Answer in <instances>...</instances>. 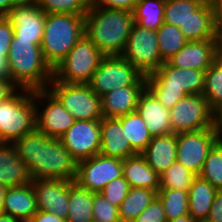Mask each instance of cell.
Wrapping results in <instances>:
<instances>
[{"label": "cell", "instance_id": "cell-1", "mask_svg": "<svg viewBox=\"0 0 222 222\" xmlns=\"http://www.w3.org/2000/svg\"><path fill=\"white\" fill-rule=\"evenodd\" d=\"M13 145L35 179L74 180L78 162L63 146L60 138L48 137L36 128Z\"/></svg>", "mask_w": 222, "mask_h": 222}, {"label": "cell", "instance_id": "cell-2", "mask_svg": "<svg viewBox=\"0 0 222 222\" xmlns=\"http://www.w3.org/2000/svg\"><path fill=\"white\" fill-rule=\"evenodd\" d=\"M134 23L132 11L89 7L85 35L105 56L121 55Z\"/></svg>", "mask_w": 222, "mask_h": 222}, {"label": "cell", "instance_id": "cell-3", "mask_svg": "<svg viewBox=\"0 0 222 222\" xmlns=\"http://www.w3.org/2000/svg\"><path fill=\"white\" fill-rule=\"evenodd\" d=\"M7 59L12 82L18 88L32 91L48 88L53 70L46 63L40 45L13 36Z\"/></svg>", "mask_w": 222, "mask_h": 222}, {"label": "cell", "instance_id": "cell-4", "mask_svg": "<svg viewBox=\"0 0 222 222\" xmlns=\"http://www.w3.org/2000/svg\"><path fill=\"white\" fill-rule=\"evenodd\" d=\"M85 35V15L46 14L42 55L53 70Z\"/></svg>", "mask_w": 222, "mask_h": 222}, {"label": "cell", "instance_id": "cell-5", "mask_svg": "<svg viewBox=\"0 0 222 222\" xmlns=\"http://www.w3.org/2000/svg\"><path fill=\"white\" fill-rule=\"evenodd\" d=\"M34 91L19 88L0 102V143L13 144L36 128Z\"/></svg>", "mask_w": 222, "mask_h": 222}, {"label": "cell", "instance_id": "cell-6", "mask_svg": "<svg viewBox=\"0 0 222 222\" xmlns=\"http://www.w3.org/2000/svg\"><path fill=\"white\" fill-rule=\"evenodd\" d=\"M104 56L84 35L53 69V78L67 84H88Z\"/></svg>", "mask_w": 222, "mask_h": 222}, {"label": "cell", "instance_id": "cell-7", "mask_svg": "<svg viewBox=\"0 0 222 222\" xmlns=\"http://www.w3.org/2000/svg\"><path fill=\"white\" fill-rule=\"evenodd\" d=\"M75 120H101V97L88 84H67L54 78L47 88Z\"/></svg>", "mask_w": 222, "mask_h": 222}, {"label": "cell", "instance_id": "cell-8", "mask_svg": "<svg viewBox=\"0 0 222 222\" xmlns=\"http://www.w3.org/2000/svg\"><path fill=\"white\" fill-rule=\"evenodd\" d=\"M172 133L198 131L217 127V114L202 94H189L170 109Z\"/></svg>", "mask_w": 222, "mask_h": 222}, {"label": "cell", "instance_id": "cell-9", "mask_svg": "<svg viewBox=\"0 0 222 222\" xmlns=\"http://www.w3.org/2000/svg\"><path fill=\"white\" fill-rule=\"evenodd\" d=\"M121 56L144 76L155 72L165 62L160 55L157 31L145 29L136 23Z\"/></svg>", "mask_w": 222, "mask_h": 222}, {"label": "cell", "instance_id": "cell-10", "mask_svg": "<svg viewBox=\"0 0 222 222\" xmlns=\"http://www.w3.org/2000/svg\"><path fill=\"white\" fill-rule=\"evenodd\" d=\"M142 76L121 55L104 56L88 85L101 97L112 89L134 85Z\"/></svg>", "mask_w": 222, "mask_h": 222}, {"label": "cell", "instance_id": "cell-11", "mask_svg": "<svg viewBox=\"0 0 222 222\" xmlns=\"http://www.w3.org/2000/svg\"><path fill=\"white\" fill-rule=\"evenodd\" d=\"M220 139L218 128L178 133L177 161L199 175L209 151Z\"/></svg>", "mask_w": 222, "mask_h": 222}, {"label": "cell", "instance_id": "cell-12", "mask_svg": "<svg viewBox=\"0 0 222 222\" xmlns=\"http://www.w3.org/2000/svg\"><path fill=\"white\" fill-rule=\"evenodd\" d=\"M34 98L36 129L48 137L60 138L74 124V117L48 89L34 90Z\"/></svg>", "mask_w": 222, "mask_h": 222}, {"label": "cell", "instance_id": "cell-13", "mask_svg": "<svg viewBox=\"0 0 222 222\" xmlns=\"http://www.w3.org/2000/svg\"><path fill=\"white\" fill-rule=\"evenodd\" d=\"M121 176L122 160L99 153L78 162L74 182L91 192L99 193L107 183Z\"/></svg>", "mask_w": 222, "mask_h": 222}, {"label": "cell", "instance_id": "cell-14", "mask_svg": "<svg viewBox=\"0 0 222 222\" xmlns=\"http://www.w3.org/2000/svg\"><path fill=\"white\" fill-rule=\"evenodd\" d=\"M60 140L77 162L89 159L100 153V120H75Z\"/></svg>", "mask_w": 222, "mask_h": 222}, {"label": "cell", "instance_id": "cell-15", "mask_svg": "<svg viewBox=\"0 0 222 222\" xmlns=\"http://www.w3.org/2000/svg\"><path fill=\"white\" fill-rule=\"evenodd\" d=\"M148 76L161 89L183 90L187 95L203 93L205 71L202 70L173 67L165 61Z\"/></svg>", "mask_w": 222, "mask_h": 222}, {"label": "cell", "instance_id": "cell-16", "mask_svg": "<svg viewBox=\"0 0 222 222\" xmlns=\"http://www.w3.org/2000/svg\"><path fill=\"white\" fill-rule=\"evenodd\" d=\"M74 180L35 179L32 186L36 193L37 209L48 211L61 219L68 218L69 185Z\"/></svg>", "mask_w": 222, "mask_h": 222}, {"label": "cell", "instance_id": "cell-17", "mask_svg": "<svg viewBox=\"0 0 222 222\" xmlns=\"http://www.w3.org/2000/svg\"><path fill=\"white\" fill-rule=\"evenodd\" d=\"M14 28L18 40H32L40 45L43 38L46 13L37 5L15 6L5 16Z\"/></svg>", "mask_w": 222, "mask_h": 222}, {"label": "cell", "instance_id": "cell-18", "mask_svg": "<svg viewBox=\"0 0 222 222\" xmlns=\"http://www.w3.org/2000/svg\"><path fill=\"white\" fill-rule=\"evenodd\" d=\"M146 88V78L143 75L134 85L112 89L101 96L103 117L119 118L136 111L141 93Z\"/></svg>", "mask_w": 222, "mask_h": 222}, {"label": "cell", "instance_id": "cell-19", "mask_svg": "<svg viewBox=\"0 0 222 222\" xmlns=\"http://www.w3.org/2000/svg\"><path fill=\"white\" fill-rule=\"evenodd\" d=\"M216 60L215 39H206L188 41L167 62L173 67L206 71Z\"/></svg>", "mask_w": 222, "mask_h": 222}, {"label": "cell", "instance_id": "cell-20", "mask_svg": "<svg viewBox=\"0 0 222 222\" xmlns=\"http://www.w3.org/2000/svg\"><path fill=\"white\" fill-rule=\"evenodd\" d=\"M136 111L146 122L152 137L172 133L170 109L164 107L147 88L139 97Z\"/></svg>", "mask_w": 222, "mask_h": 222}, {"label": "cell", "instance_id": "cell-21", "mask_svg": "<svg viewBox=\"0 0 222 222\" xmlns=\"http://www.w3.org/2000/svg\"><path fill=\"white\" fill-rule=\"evenodd\" d=\"M123 126L118 118L103 117L100 120V154L124 160L137 153L123 134Z\"/></svg>", "mask_w": 222, "mask_h": 222}, {"label": "cell", "instance_id": "cell-22", "mask_svg": "<svg viewBox=\"0 0 222 222\" xmlns=\"http://www.w3.org/2000/svg\"><path fill=\"white\" fill-rule=\"evenodd\" d=\"M37 211L36 193L32 183L6 188L3 213L21 222H28Z\"/></svg>", "mask_w": 222, "mask_h": 222}, {"label": "cell", "instance_id": "cell-23", "mask_svg": "<svg viewBox=\"0 0 222 222\" xmlns=\"http://www.w3.org/2000/svg\"><path fill=\"white\" fill-rule=\"evenodd\" d=\"M177 134L152 137L141 153L147 164L158 174L164 173L169 166L177 161Z\"/></svg>", "mask_w": 222, "mask_h": 222}, {"label": "cell", "instance_id": "cell-24", "mask_svg": "<svg viewBox=\"0 0 222 222\" xmlns=\"http://www.w3.org/2000/svg\"><path fill=\"white\" fill-rule=\"evenodd\" d=\"M31 182L29 170L19 158L15 146L0 143V184L8 188Z\"/></svg>", "mask_w": 222, "mask_h": 222}, {"label": "cell", "instance_id": "cell-25", "mask_svg": "<svg viewBox=\"0 0 222 222\" xmlns=\"http://www.w3.org/2000/svg\"><path fill=\"white\" fill-rule=\"evenodd\" d=\"M123 177L130 187L152 189L156 192L160 187L158 175L146 162L141 154L122 160Z\"/></svg>", "mask_w": 222, "mask_h": 222}, {"label": "cell", "instance_id": "cell-26", "mask_svg": "<svg viewBox=\"0 0 222 222\" xmlns=\"http://www.w3.org/2000/svg\"><path fill=\"white\" fill-rule=\"evenodd\" d=\"M218 189L197 175L188 190L189 215L195 221H206Z\"/></svg>", "mask_w": 222, "mask_h": 222}, {"label": "cell", "instance_id": "cell-27", "mask_svg": "<svg viewBox=\"0 0 222 222\" xmlns=\"http://www.w3.org/2000/svg\"><path fill=\"white\" fill-rule=\"evenodd\" d=\"M181 32L188 41L215 39V27L209 0H205L192 12Z\"/></svg>", "mask_w": 222, "mask_h": 222}, {"label": "cell", "instance_id": "cell-28", "mask_svg": "<svg viewBox=\"0 0 222 222\" xmlns=\"http://www.w3.org/2000/svg\"><path fill=\"white\" fill-rule=\"evenodd\" d=\"M93 192L80 187L76 182L69 185L67 222L93 221Z\"/></svg>", "mask_w": 222, "mask_h": 222}, {"label": "cell", "instance_id": "cell-29", "mask_svg": "<svg viewBox=\"0 0 222 222\" xmlns=\"http://www.w3.org/2000/svg\"><path fill=\"white\" fill-rule=\"evenodd\" d=\"M118 119L121 121L123 126L122 135L127 137L131 148L137 154H141L152 139V136L146 126V122L137 111L130 112Z\"/></svg>", "mask_w": 222, "mask_h": 222}, {"label": "cell", "instance_id": "cell-30", "mask_svg": "<svg viewBox=\"0 0 222 222\" xmlns=\"http://www.w3.org/2000/svg\"><path fill=\"white\" fill-rule=\"evenodd\" d=\"M156 197L155 190L131 187L119 207L121 222H133Z\"/></svg>", "mask_w": 222, "mask_h": 222}, {"label": "cell", "instance_id": "cell-31", "mask_svg": "<svg viewBox=\"0 0 222 222\" xmlns=\"http://www.w3.org/2000/svg\"><path fill=\"white\" fill-rule=\"evenodd\" d=\"M166 0H138L133 13L134 22L151 31H157L164 23Z\"/></svg>", "mask_w": 222, "mask_h": 222}, {"label": "cell", "instance_id": "cell-32", "mask_svg": "<svg viewBox=\"0 0 222 222\" xmlns=\"http://www.w3.org/2000/svg\"><path fill=\"white\" fill-rule=\"evenodd\" d=\"M202 95L218 114L222 109V64L216 60L206 71Z\"/></svg>", "mask_w": 222, "mask_h": 222}, {"label": "cell", "instance_id": "cell-33", "mask_svg": "<svg viewBox=\"0 0 222 222\" xmlns=\"http://www.w3.org/2000/svg\"><path fill=\"white\" fill-rule=\"evenodd\" d=\"M157 198L162 203L167 221L189 214L188 191L159 188Z\"/></svg>", "mask_w": 222, "mask_h": 222}, {"label": "cell", "instance_id": "cell-34", "mask_svg": "<svg viewBox=\"0 0 222 222\" xmlns=\"http://www.w3.org/2000/svg\"><path fill=\"white\" fill-rule=\"evenodd\" d=\"M157 40L160 55L164 61L170 59L188 42L177 26L165 22L157 30Z\"/></svg>", "mask_w": 222, "mask_h": 222}, {"label": "cell", "instance_id": "cell-35", "mask_svg": "<svg viewBox=\"0 0 222 222\" xmlns=\"http://www.w3.org/2000/svg\"><path fill=\"white\" fill-rule=\"evenodd\" d=\"M205 0H166L164 22L184 28L189 17Z\"/></svg>", "mask_w": 222, "mask_h": 222}, {"label": "cell", "instance_id": "cell-36", "mask_svg": "<svg viewBox=\"0 0 222 222\" xmlns=\"http://www.w3.org/2000/svg\"><path fill=\"white\" fill-rule=\"evenodd\" d=\"M197 175L176 161L160 175V187L188 191Z\"/></svg>", "mask_w": 222, "mask_h": 222}, {"label": "cell", "instance_id": "cell-37", "mask_svg": "<svg viewBox=\"0 0 222 222\" xmlns=\"http://www.w3.org/2000/svg\"><path fill=\"white\" fill-rule=\"evenodd\" d=\"M199 176L216 189L222 190V139L209 151Z\"/></svg>", "mask_w": 222, "mask_h": 222}, {"label": "cell", "instance_id": "cell-38", "mask_svg": "<svg viewBox=\"0 0 222 222\" xmlns=\"http://www.w3.org/2000/svg\"><path fill=\"white\" fill-rule=\"evenodd\" d=\"M37 6L46 14L86 15L89 9V0H39Z\"/></svg>", "mask_w": 222, "mask_h": 222}, {"label": "cell", "instance_id": "cell-39", "mask_svg": "<svg viewBox=\"0 0 222 222\" xmlns=\"http://www.w3.org/2000/svg\"><path fill=\"white\" fill-rule=\"evenodd\" d=\"M93 222H121L119 207L113 205L100 192H93Z\"/></svg>", "mask_w": 222, "mask_h": 222}, {"label": "cell", "instance_id": "cell-40", "mask_svg": "<svg viewBox=\"0 0 222 222\" xmlns=\"http://www.w3.org/2000/svg\"><path fill=\"white\" fill-rule=\"evenodd\" d=\"M145 78L146 88L168 109H171L181 98L187 95L183 90L161 89L148 75Z\"/></svg>", "mask_w": 222, "mask_h": 222}, {"label": "cell", "instance_id": "cell-41", "mask_svg": "<svg viewBox=\"0 0 222 222\" xmlns=\"http://www.w3.org/2000/svg\"><path fill=\"white\" fill-rule=\"evenodd\" d=\"M130 188L128 181L121 176L107 183L100 193L113 205L120 207L122 201L127 197Z\"/></svg>", "mask_w": 222, "mask_h": 222}, {"label": "cell", "instance_id": "cell-42", "mask_svg": "<svg viewBox=\"0 0 222 222\" xmlns=\"http://www.w3.org/2000/svg\"><path fill=\"white\" fill-rule=\"evenodd\" d=\"M133 222H167L160 200L156 197Z\"/></svg>", "mask_w": 222, "mask_h": 222}, {"label": "cell", "instance_id": "cell-43", "mask_svg": "<svg viewBox=\"0 0 222 222\" xmlns=\"http://www.w3.org/2000/svg\"><path fill=\"white\" fill-rule=\"evenodd\" d=\"M14 28L5 16H0V56H8Z\"/></svg>", "mask_w": 222, "mask_h": 222}, {"label": "cell", "instance_id": "cell-44", "mask_svg": "<svg viewBox=\"0 0 222 222\" xmlns=\"http://www.w3.org/2000/svg\"><path fill=\"white\" fill-rule=\"evenodd\" d=\"M138 0H89V7L133 11Z\"/></svg>", "mask_w": 222, "mask_h": 222}, {"label": "cell", "instance_id": "cell-45", "mask_svg": "<svg viewBox=\"0 0 222 222\" xmlns=\"http://www.w3.org/2000/svg\"><path fill=\"white\" fill-rule=\"evenodd\" d=\"M206 221L222 222V190L217 191Z\"/></svg>", "mask_w": 222, "mask_h": 222}, {"label": "cell", "instance_id": "cell-46", "mask_svg": "<svg viewBox=\"0 0 222 222\" xmlns=\"http://www.w3.org/2000/svg\"><path fill=\"white\" fill-rule=\"evenodd\" d=\"M28 222H67V220L51 212L38 210Z\"/></svg>", "mask_w": 222, "mask_h": 222}, {"label": "cell", "instance_id": "cell-47", "mask_svg": "<svg viewBox=\"0 0 222 222\" xmlns=\"http://www.w3.org/2000/svg\"><path fill=\"white\" fill-rule=\"evenodd\" d=\"M18 89L12 80H0V102L11 97Z\"/></svg>", "mask_w": 222, "mask_h": 222}, {"label": "cell", "instance_id": "cell-48", "mask_svg": "<svg viewBox=\"0 0 222 222\" xmlns=\"http://www.w3.org/2000/svg\"><path fill=\"white\" fill-rule=\"evenodd\" d=\"M215 28L222 27V0H209Z\"/></svg>", "mask_w": 222, "mask_h": 222}, {"label": "cell", "instance_id": "cell-49", "mask_svg": "<svg viewBox=\"0 0 222 222\" xmlns=\"http://www.w3.org/2000/svg\"><path fill=\"white\" fill-rule=\"evenodd\" d=\"M0 80H12L7 56H0Z\"/></svg>", "mask_w": 222, "mask_h": 222}, {"label": "cell", "instance_id": "cell-50", "mask_svg": "<svg viewBox=\"0 0 222 222\" xmlns=\"http://www.w3.org/2000/svg\"><path fill=\"white\" fill-rule=\"evenodd\" d=\"M216 56H222V27L215 28Z\"/></svg>", "mask_w": 222, "mask_h": 222}, {"label": "cell", "instance_id": "cell-51", "mask_svg": "<svg viewBox=\"0 0 222 222\" xmlns=\"http://www.w3.org/2000/svg\"><path fill=\"white\" fill-rule=\"evenodd\" d=\"M12 8L10 0H0V16H6Z\"/></svg>", "mask_w": 222, "mask_h": 222}, {"label": "cell", "instance_id": "cell-52", "mask_svg": "<svg viewBox=\"0 0 222 222\" xmlns=\"http://www.w3.org/2000/svg\"><path fill=\"white\" fill-rule=\"evenodd\" d=\"M39 0H10V4L15 6L37 5Z\"/></svg>", "mask_w": 222, "mask_h": 222}, {"label": "cell", "instance_id": "cell-53", "mask_svg": "<svg viewBox=\"0 0 222 222\" xmlns=\"http://www.w3.org/2000/svg\"><path fill=\"white\" fill-rule=\"evenodd\" d=\"M167 222H197L195 221L189 214L188 215H182L179 216L176 219L168 220Z\"/></svg>", "mask_w": 222, "mask_h": 222}, {"label": "cell", "instance_id": "cell-54", "mask_svg": "<svg viewBox=\"0 0 222 222\" xmlns=\"http://www.w3.org/2000/svg\"><path fill=\"white\" fill-rule=\"evenodd\" d=\"M0 222H21V221L16 219L15 217H12L9 214L1 213L0 214Z\"/></svg>", "mask_w": 222, "mask_h": 222}, {"label": "cell", "instance_id": "cell-55", "mask_svg": "<svg viewBox=\"0 0 222 222\" xmlns=\"http://www.w3.org/2000/svg\"><path fill=\"white\" fill-rule=\"evenodd\" d=\"M5 190H6V187L0 184V214L3 213Z\"/></svg>", "mask_w": 222, "mask_h": 222}, {"label": "cell", "instance_id": "cell-56", "mask_svg": "<svg viewBox=\"0 0 222 222\" xmlns=\"http://www.w3.org/2000/svg\"><path fill=\"white\" fill-rule=\"evenodd\" d=\"M217 127L219 129L221 139H222V109L221 111L217 114Z\"/></svg>", "mask_w": 222, "mask_h": 222}, {"label": "cell", "instance_id": "cell-57", "mask_svg": "<svg viewBox=\"0 0 222 222\" xmlns=\"http://www.w3.org/2000/svg\"><path fill=\"white\" fill-rule=\"evenodd\" d=\"M217 60L222 64V56H217Z\"/></svg>", "mask_w": 222, "mask_h": 222}]
</instances>
